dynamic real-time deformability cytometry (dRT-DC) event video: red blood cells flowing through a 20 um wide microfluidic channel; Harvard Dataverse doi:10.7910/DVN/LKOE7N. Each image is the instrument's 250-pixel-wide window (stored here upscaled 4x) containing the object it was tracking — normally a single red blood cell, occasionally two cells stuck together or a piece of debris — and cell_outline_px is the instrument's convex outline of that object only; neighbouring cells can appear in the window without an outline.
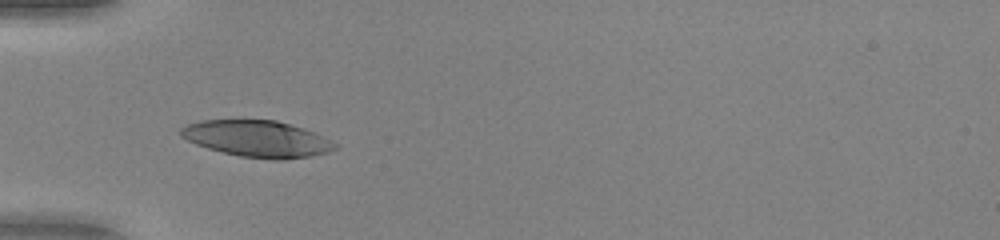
{"species": "human", "species_latin": "Homo sapiens", "temperature_condition": "warm", "stored_images_in_passage": 32, "camera_frame_rate_fps": 3000, "um_per_image_px": 0.085, "donor": {"sex": "female"}, "frame": {"image": 1, "passage_image": 1, "time_ms": 0.0, "image_size_px": [1000, 240], "cell_outline_px": [[340, 144], [336, 148], [328, 152], [312, 156], [284, 160], [272, 160], [240, 156], [208, 148], [196, 144], [180, 136], [180, 128], [188, 124], [200, 120], [276, 120], [304, 128]], "centroid_in_image_um": [21.9, 11.8], "position_along_channel_um": 63.1, "area_um2": 32.83}}
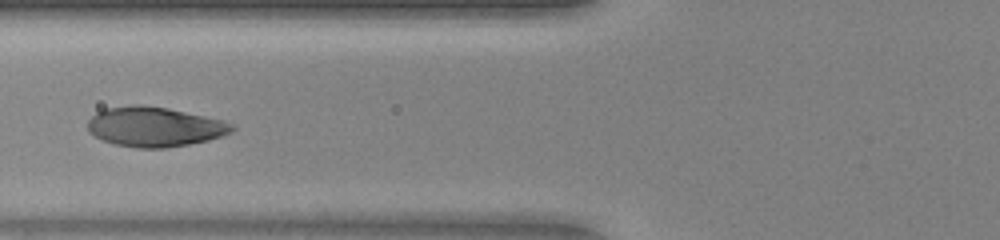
{"frame": {"image": 2, "passage_image": 5, "time_ms": 1.333, "image_size_px": [1000, 240], "cell_outline_px": [[236, 128], [232, 132], [208, 140], [188, 144], [164, 148], [136, 148], [116, 144], [104, 140], [88, 132], [88, 120], [96, 112], [104, 108], [132, 104], [140, 104], [168, 108], [224, 120], [232, 124]], "centroid_in_image_um": [13.13, 10.76], "position_along_channel_um": 112.7, "area_um2": 33.47}}
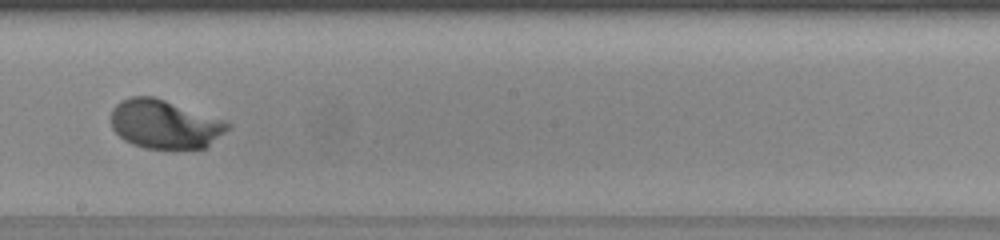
{"frame": {"image": 3, "passage_image": 14, "time_ms": 4.333, "image_size_px": [1000, 240], "cell_outline_px": [[232, 128], [204, 148], [144, 148], [132, 144], [124, 140], [112, 128], [112, 108], [120, 100], [128, 96], [152, 96], [228, 120], [232, 124]], "centroid_in_image_um": [14.04, 10.54], "position_along_channel_um": 234.2, "area_um2": 33.41}, "authors_computed_cell_mechanics": {"area_um2": 32.946, "velocity_mm_per_s": 4.0569, "shape_relaxation_time_tau1_ms": 1.7239, "shape_relaxation_time_tau2_ms": null, "deformation_change_tau1": 0.1657, "deformation_change_tau2": null}}